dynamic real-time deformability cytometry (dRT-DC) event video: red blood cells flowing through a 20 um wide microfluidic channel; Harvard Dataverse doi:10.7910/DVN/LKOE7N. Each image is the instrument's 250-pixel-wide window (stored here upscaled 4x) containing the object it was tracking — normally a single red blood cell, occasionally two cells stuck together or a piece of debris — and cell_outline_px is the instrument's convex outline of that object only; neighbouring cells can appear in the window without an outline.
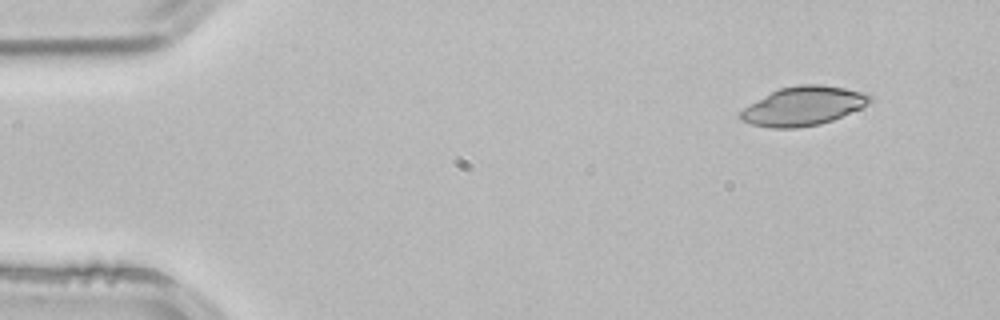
{"species": "common noctule bat (a hibernating species)", "species_latin": "Nyctalus noctula", "temperature_condition": "room temperature", "stored_images_in_passage": 4, "segment_of_instrument_passage": [2, 2], "camera_frame_rate_fps": 3000, "um_per_image_px": 0.085, "animal": {"sex": "male", "body_mass_g": 21.5, "forearm_length_mm": 52.0}, "frame": {"image": 1, "passage_image": 4, "time_ms": 1.0, "image_size_px": [1000, 320], "cell_outline_px": [[872, 100], [868, 104], [860, 108], [832, 120], [820, 124], [796, 128], [772, 128], [752, 124], [740, 120], [736, 112], [772, 92], [780, 88], [800, 84], [820, 84], [868, 92], [872, 96]], "centroid_in_image_um": [68.28, 9.01], "position_along_channel_um": 16.7, "area_um2": 29.36}}